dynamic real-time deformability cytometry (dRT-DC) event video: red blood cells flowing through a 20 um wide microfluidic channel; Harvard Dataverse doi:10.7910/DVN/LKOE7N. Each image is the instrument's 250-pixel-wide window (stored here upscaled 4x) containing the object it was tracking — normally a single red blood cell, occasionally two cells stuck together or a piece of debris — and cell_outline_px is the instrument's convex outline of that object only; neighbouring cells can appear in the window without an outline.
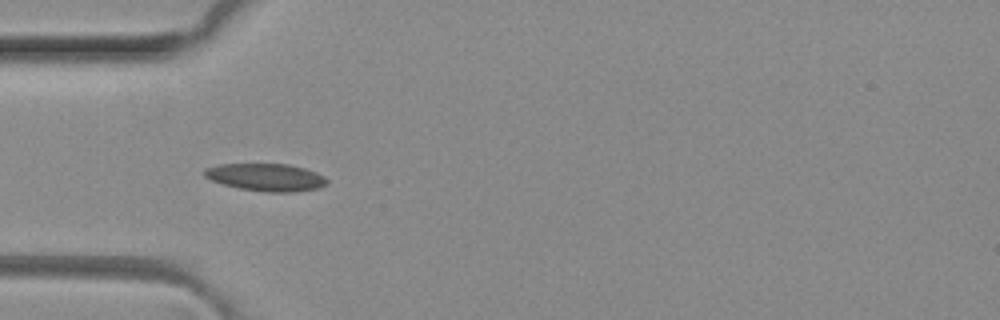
{"species": "common noctule bat (a hibernating species)", "species_latin": "Nyctalus noctula", "temperature_condition": "room temperature", "stored_images_in_passage": 4, "camera_frame_rate_fps": 3000, "um_per_image_px": 0.085, "animal": {"sex": "female", "body_mass_g": 29.2, "forearm_length_mm": 56.3}, "frame": {"image": 1, "passage_image": 4, "time_ms": 1.0, "image_size_px": [1000, 320], "cell_outline_px": [[328, 184], [320, 188], [292, 192], [268, 192], [240, 188], [224, 184], [212, 180], [204, 176], [204, 168], [220, 164], [288, 164], [304, 168], [316, 172], [324, 176], [328, 180]], "centroid_in_image_um": [22.65, 15.06], "position_along_channel_um": 62.4, "area_um2": 19.59}}